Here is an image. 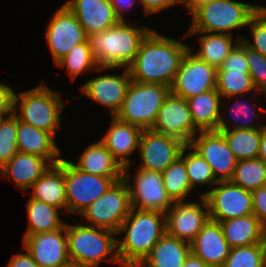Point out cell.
<instances>
[{"instance_id": "1", "label": "cell", "mask_w": 266, "mask_h": 267, "mask_svg": "<svg viewBox=\"0 0 266 267\" xmlns=\"http://www.w3.org/2000/svg\"><path fill=\"white\" fill-rule=\"evenodd\" d=\"M189 47L151 30L142 40L134 61L128 67L131 80L171 87Z\"/></svg>"}, {"instance_id": "2", "label": "cell", "mask_w": 266, "mask_h": 267, "mask_svg": "<svg viewBox=\"0 0 266 267\" xmlns=\"http://www.w3.org/2000/svg\"><path fill=\"white\" fill-rule=\"evenodd\" d=\"M122 232H126L123 239H117L121 266L137 267L167 232L166 214L155 210L131 208L117 235Z\"/></svg>"}, {"instance_id": "3", "label": "cell", "mask_w": 266, "mask_h": 267, "mask_svg": "<svg viewBox=\"0 0 266 267\" xmlns=\"http://www.w3.org/2000/svg\"><path fill=\"white\" fill-rule=\"evenodd\" d=\"M150 31L146 26L137 28L120 20L113 27L92 34L89 42L96 62L100 67L128 68Z\"/></svg>"}, {"instance_id": "4", "label": "cell", "mask_w": 266, "mask_h": 267, "mask_svg": "<svg viewBox=\"0 0 266 267\" xmlns=\"http://www.w3.org/2000/svg\"><path fill=\"white\" fill-rule=\"evenodd\" d=\"M61 96L60 92L51 90L44 82L19 95L13 91L12 112L20 121L56 137V129L61 127V115L65 108Z\"/></svg>"}, {"instance_id": "5", "label": "cell", "mask_w": 266, "mask_h": 267, "mask_svg": "<svg viewBox=\"0 0 266 267\" xmlns=\"http://www.w3.org/2000/svg\"><path fill=\"white\" fill-rule=\"evenodd\" d=\"M261 5L234 0H213L198 5L192 12L188 32L220 33L233 36L234 30L247 27Z\"/></svg>"}, {"instance_id": "6", "label": "cell", "mask_w": 266, "mask_h": 267, "mask_svg": "<svg viewBox=\"0 0 266 267\" xmlns=\"http://www.w3.org/2000/svg\"><path fill=\"white\" fill-rule=\"evenodd\" d=\"M66 234L70 260L93 267H97L104 260L121 265L117 252V233L83 225L78 221L76 225L66 224Z\"/></svg>"}, {"instance_id": "7", "label": "cell", "mask_w": 266, "mask_h": 267, "mask_svg": "<svg viewBox=\"0 0 266 267\" xmlns=\"http://www.w3.org/2000/svg\"><path fill=\"white\" fill-rule=\"evenodd\" d=\"M169 93L170 87L165 84L131 81L121 109L115 116L142 130L151 129Z\"/></svg>"}, {"instance_id": "8", "label": "cell", "mask_w": 266, "mask_h": 267, "mask_svg": "<svg viewBox=\"0 0 266 267\" xmlns=\"http://www.w3.org/2000/svg\"><path fill=\"white\" fill-rule=\"evenodd\" d=\"M121 179L123 177L98 176L83 172L74 165V161L65 159L67 214L79 215Z\"/></svg>"}, {"instance_id": "9", "label": "cell", "mask_w": 266, "mask_h": 267, "mask_svg": "<svg viewBox=\"0 0 266 267\" xmlns=\"http://www.w3.org/2000/svg\"><path fill=\"white\" fill-rule=\"evenodd\" d=\"M131 208L127 183L121 179L79 215L87 219L92 227L104 228L117 233Z\"/></svg>"}, {"instance_id": "10", "label": "cell", "mask_w": 266, "mask_h": 267, "mask_svg": "<svg viewBox=\"0 0 266 267\" xmlns=\"http://www.w3.org/2000/svg\"><path fill=\"white\" fill-rule=\"evenodd\" d=\"M131 167L132 165H128L123 168V179L129 189L131 207L166 213L173 201L164 188L162 173L137 169L133 177L134 183H131L128 174Z\"/></svg>"}, {"instance_id": "11", "label": "cell", "mask_w": 266, "mask_h": 267, "mask_svg": "<svg viewBox=\"0 0 266 267\" xmlns=\"http://www.w3.org/2000/svg\"><path fill=\"white\" fill-rule=\"evenodd\" d=\"M215 186L200 194L207 201L210 219L221 222L253 214L251 191L230 180L218 181Z\"/></svg>"}, {"instance_id": "12", "label": "cell", "mask_w": 266, "mask_h": 267, "mask_svg": "<svg viewBox=\"0 0 266 267\" xmlns=\"http://www.w3.org/2000/svg\"><path fill=\"white\" fill-rule=\"evenodd\" d=\"M217 68L198 58L189 47L170 87V92L184 99L216 88Z\"/></svg>"}, {"instance_id": "13", "label": "cell", "mask_w": 266, "mask_h": 267, "mask_svg": "<svg viewBox=\"0 0 266 267\" xmlns=\"http://www.w3.org/2000/svg\"><path fill=\"white\" fill-rule=\"evenodd\" d=\"M89 39L75 14L63 4L50 19L46 30L48 48L55 64L79 43Z\"/></svg>"}, {"instance_id": "14", "label": "cell", "mask_w": 266, "mask_h": 267, "mask_svg": "<svg viewBox=\"0 0 266 267\" xmlns=\"http://www.w3.org/2000/svg\"><path fill=\"white\" fill-rule=\"evenodd\" d=\"M186 145L178 138L160 134L151 129L143 130L138 147L142 163L137 169L162 173L181 156Z\"/></svg>"}, {"instance_id": "15", "label": "cell", "mask_w": 266, "mask_h": 267, "mask_svg": "<svg viewBox=\"0 0 266 267\" xmlns=\"http://www.w3.org/2000/svg\"><path fill=\"white\" fill-rule=\"evenodd\" d=\"M151 130L178 138L187 145L199 132L193 123L187 100L171 92L165 97Z\"/></svg>"}, {"instance_id": "16", "label": "cell", "mask_w": 266, "mask_h": 267, "mask_svg": "<svg viewBox=\"0 0 266 267\" xmlns=\"http://www.w3.org/2000/svg\"><path fill=\"white\" fill-rule=\"evenodd\" d=\"M166 214L167 233L191 244L210 218L206 199L201 202H173Z\"/></svg>"}, {"instance_id": "17", "label": "cell", "mask_w": 266, "mask_h": 267, "mask_svg": "<svg viewBox=\"0 0 266 267\" xmlns=\"http://www.w3.org/2000/svg\"><path fill=\"white\" fill-rule=\"evenodd\" d=\"M198 134L189 145L206 160L218 181L230 180L237 160L224 136L218 131H199Z\"/></svg>"}, {"instance_id": "18", "label": "cell", "mask_w": 266, "mask_h": 267, "mask_svg": "<svg viewBox=\"0 0 266 267\" xmlns=\"http://www.w3.org/2000/svg\"><path fill=\"white\" fill-rule=\"evenodd\" d=\"M23 248L40 267H59L69 260L66 224L53 232L26 236Z\"/></svg>"}, {"instance_id": "19", "label": "cell", "mask_w": 266, "mask_h": 267, "mask_svg": "<svg viewBox=\"0 0 266 267\" xmlns=\"http://www.w3.org/2000/svg\"><path fill=\"white\" fill-rule=\"evenodd\" d=\"M131 81L128 68H124L122 74L99 75L86 81L80 89L88 99L106 106L111 116H115L121 109Z\"/></svg>"}, {"instance_id": "20", "label": "cell", "mask_w": 266, "mask_h": 267, "mask_svg": "<svg viewBox=\"0 0 266 267\" xmlns=\"http://www.w3.org/2000/svg\"><path fill=\"white\" fill-rule=\"evenodd\" d=\"M190 245L191 252L209 267H221L231 250L220 223L210 218Z\"/></svg>"}, {"instance_id": "21", "label": "cell", "mask_w": 266, "mask_h": 267, "mask_svg": "<svg viewBox=\"0 0 266 267\" xmlns=\"http://www.w3.org/2000/svg\"><path fill=\"white\" fill-rule=\"evenodd\" d=\"M65 5L75 14L88 36L105 31L120 21L109 0H69Z\"/></svg>"}, {"instance_id": "22", "label": "cell", "mask_w": 266, "mask_h": 267, "mask_svg": "<svg viewBox=\"0 0 266 267\" xmlns=\"http://www.w3.org/2000/svg\"><path fill=\"white\" fill-rule=\"evenodd\" d=\"M111 126L100 140L124 168L133 165L129 155L139 147L142 129L112 116Z\"/></svg>"}, {"instance_id": "23", "label": "cell", "mask_w": 266, "mask_h": 267, "mask_svg": "<svg viewBox=\"0 0 266 267\" xmlns=\"http://www.w3.org/2000/svg\"><path fill=\"white\" fill-rule=\"evenodd\" d=\"M16 138L18 152L45 158L51 165L60 162L62 151L58 148L55 137L51 133L18 119Z\"/></svg>"}, {"instance_id": "24", "label": "cell", "mask_w": 266, "mask_h": 267, "mask_svg": "<svg viewBox=\"0 0 266 267\" xmlns=\"http://www.w3.org/2000/svg\"><path fill=\"white\" fill-rule=\"evenodd\" d=\"M51 166L45 158L17 152L15 156L0 169L5 179L11 178L17 188L23 192L31 188Z\"/></svg>"}, {"instance_id": "25", "label": "cell", "mask_w": 266, "mask_h": 267, "mask_svg": "<svg viewBox=\"0 0 266 267\" xmlns=\"http://www.w3.org/2000/svg\"><path fill=\"white\" fill-rule=\"evenodd\" d=\"M33 193L30 198L45 202L48 205L64 208L67 213L65 189V159L51 165L47 171L31 186Z\"/></svg>"}, {"instance_id": "26", "label": "cell", "mask_w": 266, "mask_h": 267, "mask_svg": "<svg viewBox=\"0 0 266 267\" xmlns=\"http://www.w3.org/2000/svg\"><path fill=\"white\" fill-rule=\"evenodd\" d=\"M191 245L167 232L137 267H183Z\"/></svg>"}, {"instance_id": "27", "label": "cell", "mask_w": 266, "mask_h": 267, "mask_svg": "<svg viewBox=\"0 0 266 267\" xmlns=\"http://www.w3.org/2000/svg\"><path fill=\"white\" fill-rule=\"evenodd\" d=\"M186 100L195 127L199 131H217L223 102L216 88Z\"/></svg>"}, {"instance_id": "28", "label": "cell", "mask_w": 266, "mask_h": 267, "mask_svg": "<svg viewBox=\"0 0 266 267\" xmlns=\"http://www.w3.org/2000/svg\"><path fill=\"white\" fill-rule=\"evenodd\" d=\"M74 165L83 172L98 176L123 177V167L101 141L85 147Z\"/></svg>"}, {"instance_id": "29", "label": "cell", "mask_w": 266, "mask_h": 267, "mask_svg": "<svg viewBox=\"0 0 266 267\" xmlns=\"http://www.w3.org/2000/svg\"><path fill=\"white\" fill-rule=\"evenodd\" d=\"M224 238L231 248L261 243L266 229L260 220L249 214L219 222Z\"/></svg>"}, {"instance_id": "30", "label": "cell", "mask_w": 266, "mask_h": 267, "mask_svg": "<svg viewBox=\"0 0 266 267\" xmlns=\"http://www.w3.org/2000/svg\"><path fill=\"white\" fill-rule=\"evenodd\" d=\"M202 34L199 37V47L197 53H194L198 58L207 62L208 64L219 68L225 59L228 57L230 52L239 43L244 36H238L233 43V36L228 34L220 33H207V32H187L184 38L188 36H196Z\"/></svg>"}, {"instance_id": "31", "label": "cell", "mask_w": 266, "mask_h": 267, "mask_svg": "<svg viewBox=\"0 0 266 267\" xmlns=\"http://www.w3.org/2000/svg\"><path fill=\"white\" fill-rule=\"evenodd\" d=\"M26 206L29 225L23 238L28 235L53 232L66 224L60 219L61 209L57 207L32 198L28 199Z\"/></svg>"}, {"instance_id": "32", "label": "cell", "mask_w": 266, "mask_h": 267, "mask_svg": "<svg viewBox=\"0 0 266 267\" xmlns=\"http://www.w3.org/2000/svg\"><path fill=\"white\" fill-rule=\"evenodd\" d=\"M220 132L237 161L258 157L262 129H231Z\"/></svg>"}, {"instance_id": "33", "label": "cell", "mask_w": 266, "mask_h": 267, "mask_svg": "<svg viewBox=\"0 0 266 267\" xmlns=\"http://www.w3.org/2000/svg\"><path fill=\"white\" fill-rule=\"evenodd\" d=\"M57 66L66 67L70 79L75 81L79 74L90 72L91 70L103 71L110 70L111 67H100L96 62L90 46L89 39L85 42L76 44L66 56L61 58Z\"/></svg>"}, {"instance_id": "34", "label": "cell", "mask_w": 266, "mask_h": 267, "mask_svg": "<svg viewBox=\"0 0 266 267\" xmlns=\"http://www.w3.org/2000/svg\"><path fill=\"white\" fill-rule=\"evenodd\" d=\"M230 181L248 191L265 187L266 163L259 157L239 160Z\"/></svg>"}, {"instance_id": "35", "label": "cell", "mask_w": 266, "mask_h": 267, "mask_svg": "<svg viewBox=\"0 0 266 267\" xmlns=\"http://www.w3.org/2000/svg\"><path fill=\"white\" fill-rule=\"evenodd\" d=\"M162 181L168 196L173 202L185 201L192 187L187 175L184 160L179 157L162 172Z\"/></svg>"}, {"instance_id": "36", "label": "cell", "mask_w": 266, "mask_h": 267, "mask_svg": "<svg viewBox=\"0 0 266 267\" xmlns=\"http://www.w3.org/2000/svg\"><path fill=\"white\" fill-rule=\"evenodd\" d=\"M216 90L221 98L248 95L257 91L249 73L236 70H217Z\"/></svg>"}, {"instance_id": "37", "label": "cell", "mask_w": 266, "mask_h": 267, "mask_svg": "<svg viewBox=\"0 0 266 267\" xmlns=\"http://www.w3.org/2000/svg\"><path fill=\"white\" fill-rule=\"evenodd\" d=\"M187 149H190V151L186 154ZM180 157L185 162L192 189L199 185H208L210 187L211 185L215 186L217 184L218 180L210 165L189 144L183 148Z\"/></svg>"}, {"instance_id": "38", "label": "cell", "mask_w": 266, "mask_h": 267, "mask_svg": "<svg viewBox=\"0 0 266 267\" xmlns=\"http://www.w3.org/2000/svg\"><path fill=\"white\" fill-rule=\"evenodd\" d=\"M229 98L230 99L234 98L235 100H237L233 103V105H231L232 106L231 112H233L234 115H232V113H230L231 119L234 122V125H233V122H232V124H230L229 122H231V121L229 119H225L226 115L224 116V113L221 112L217 131H224V130H231V129H243V130L244 129H262L265 126V125H263V126L260 125V127L254 126V125H258V124L256 121H255V123L252 121V120H254L253 117L255 118L257 116L258 120H259V117L261 115V114L256 113V111H255L256 108H253L254 104L249 105L250 106L249 107L246 104L247 102L245 100V97H242V99H238V96H231V97H228L227 99L224 98V99H222V101L226 100L228 102ZM243 99L245 100V102H241V100L243 101ZM253 111H255V112H253ZM240 118L241 119L244 118L246 120V122H244L245 121L244 119L242 121ZM239 119L241 122L238 123L237 121Z\"/></svg>"}, {"instance_id": "39", "label": "cell", "mask_w": 266, "mask_h": 267, "mask_svg": "<svg viewBox=\"0 0 266 267\" xmlns=\"http://www.w3.org/2000/svg\"><path fill=\"white\" fill-rule=\"evenodd\" d=\"M17 126L18 117L13 112L0 125V169L18 152Z\"/></svg>"}, {"instance_id": "40", "label": "cell", "mask_w": 266, "mask_h": 267, "mask_svg": "<svg viewBox=\"0 0 266 267\" xmlns=\"http://www.w3.org/2000/svg\"><path fill=\"white\" fill-rule=\"evenodd\" d=\"M221 267H263L261 244L231 248Z\"/></svg>"}, {"instance_id": "41", "label": "cell", "mask_w": 266, "mask_h": 267, "mask_svg": "<svg viewBox=\"0 0 266 267\" xmlns=\"http://www.w3.org/2000/svg\"><path fill=\"white\" fill-rule=\"evenodd\" d=\"M251 28L252 40L243 37L242 42L250 49L266 56V13L260 8L250 19L248 24Z\"/></svg>"}, {"instance_id": "42", "label": "cell", "mask_w": 266, "mask_h": 267, "mask_svg": "<svg viewBox=\"0 0 266 267\" xmlns=\"http://www.w3.org/2000/svg\"><path fill=\"white\" fill-rule=\"evenodd\" d=\"M245 60L257 92L266 95V56L245 45Z\"/></svg>"}, {"instance_id": "43", "label": "cell", "mask_w": 266, "mask_h": 267, "mask_svg": "<svg viewBox=\"0 0 266 267\" xmlns=\"http://www.w3.org/2000/svg\"><path fill=\"white\" fill-rule=\"evenodd\" d=\"M217 70H236L249 73L245 60V44L240 40Z\"/></svg>"}, {"instance_id": "44", "label": "cell", "mask_w": 266, "mask_h": 267, "mask_svg": "<svg viewBox=\"0 0 266 267\" xmlns=\"http://www.w3.org/2000/svg\"><path fill=\"white\" fill-rule=\"evenodd\" d=\"M253 214L266 229V186L251 191Z\"/></svg>"}, {"instance_id": "45", "label": "cell", "mask_w": 266, "mask_h": 267, "mask_svg": "<svg viewBox=\"0 0 266 267\" xmlns=\"http://www.w3.org/2000/svg\"><path fill=\"white\" fill-rule=\"evenodd\" d=\"M144 6L145 15L156 14V12L170 8L176 4L184 5V0H138Z\"/></svg>"}, {"instance_id": "46", "label": "cell", "mask_w": 266, "mask_h": 267, "mask_svg": "<svg viewBox=\"0 0 266 267\" xmlns=\"http://www.w3.org/2000/svg\"><path fill=\"white\" fill-rule=\"evenodd\" d=\"M12 87L0 82V113H11L13 107Z\"/></svg>"}, {"instance_id": "47", "label": "cell", "mask_w": 266, "mask_h": 267, "mask_svg": "<svg viewBox=\"0 0 266 267\" xmlns=\"http://www.w3.org/2000/svg\"><path fill=\"white\" fill-rule=\"evenodd\" d=\"M7 267H40L26 250L25 253L14 254L11 260H8Z\"/></svg>"}, {"instance_id": "48", "label": "cell", "mask_w": 266, "mask_h": 267, "mask_svg": "<svg viewBox=\"0 0 266 267\" xmlns=\"http://www.w3.org/2000/svg\"><path fill=\"white\" fill-rule=\"evenodd\" d=\"M109 1L115 10L116 16L120 20H124L123 12L125 13L126 10L128 11V9H130L134 3L136 4V0H109Z\"/></svg>"}, {"instance_id": "49", "label": "cell", "mask_w": 266, "mask_h": 267, "mask_svg": "<svg viewBox=\"0 0 266 267\" xmlns=\"http://www.w3.org/2000/svg\"><path fill=\"white\" fill-rule=\"evenodd\" d=\"M183 267H209L202 259L195 256L192 252L187 256Z\"/></svg>"}, {"instance_id": "50", "label": "cell", "mask_w": 266, "mask_h": 267, "mask_svg": "<svg viewBox=\"0 0 266 267\" xmlns=\"http://www.w3.org/2000/svg\"><path fill=\"white\" fill-rule=\"evenodd\" d=\"M258 157L266 163V125L262 128Z\"/></svg>"}, {"instance_id": "51", "label": "cell", "mask_w": 266, "mask_h": 267, "mask_svg": "<svg viewBox=\"0 0 266 267\" xmlns=\"http://www.w3.org/2000/svg\"><path fill=\"white\" fill-rule=\"evenodd\" d=\"M213 0H184V7L191 13L198 5L210 2Z\"/></svg>"}, {"instance_id": "52", "label": "cell", "mask_w": 266, "mask_h": 267, "mask_svg": "<svg viewBox=\"0 0 266 267\" xmlns=\"http://www.w3.org/2000/svg\"><path fill=\"white\" fill-rule=\"evenodd\" d=\"M59 267H93V266L69 259Z\"/></svg>"}, {"instance_id": "53", "label": "cell", "mask_w": 266, "mask_h": 267, "mask_svg": "<svg viewBox=\"0 0 266 267\" xmlns=\"http://www.w3.org/2000/svg\"><path fill=\"white\" fill-rule=\"evenodd\" d=\"M260 244L262 249L263 267H266V233L264 234Z\"/></svg>"}, {"instance_id": "54", "label": "cell", "mask_w": 266, "mask_h": 267, "mask_svg": "<svg viewBox=\"0 0 266 267\" xmlns=\"http://www.w3.org/2000/svg\"><path fill=\"white\" fill-rule=\"evenodd\" d=\"M9 114H10V113H0V125H1L2 121L5 119L4 116H7V115H9Z\"/></svg>"}, {"instance_id": "55", "label": "cell", "mask_w": 266, "mask_h": 267, "mask_svg": "<svg viewBox=\"0 0 266 267\" xmlns=\"http://www.w3.org/2000/svg\"><path fill=\"white\" fill-rule=\"evenodd\" d=\"M261 9L266 13V7L261 5Z\"/></svg>"}]
</instances>
